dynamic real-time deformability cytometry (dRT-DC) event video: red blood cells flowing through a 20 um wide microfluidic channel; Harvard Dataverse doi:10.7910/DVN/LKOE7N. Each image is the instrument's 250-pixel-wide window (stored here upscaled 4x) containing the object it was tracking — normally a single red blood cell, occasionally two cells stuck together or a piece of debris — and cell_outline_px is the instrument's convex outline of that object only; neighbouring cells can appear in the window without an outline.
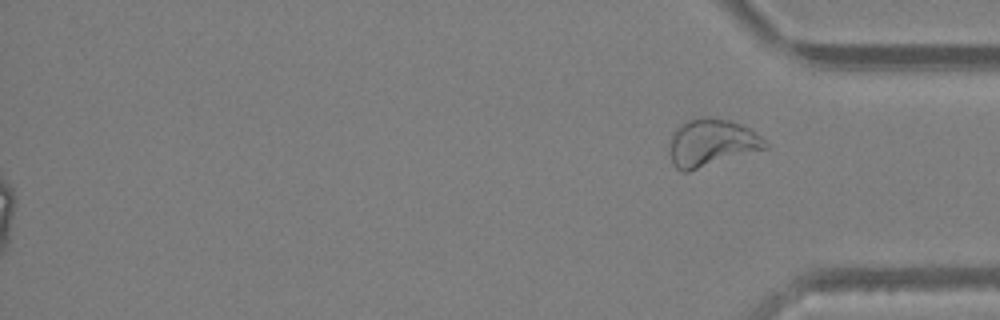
{"species": "Egyptian fruit bat (a non-hibernating species)", "species_latin": "Rousettus aegyptiacus", "temperature_condition": "warm", "stored_images_in_passage": 48, "segment_of_instrument_passage": [2, 2], "camera_frame_rate_fps": 3000, "um_per_image_px": 0.085, "animal": {"sex": "female"}, "frame": {"image": 1, "passage_image": 48, "time_ms": 15.667, "image_size_px": [1000, 320], "cell_outline_px": [[768, 148], [688, 172], [680, 172], [672, 164], [672, 132], [680, 124], [688, 120], [708, 116], [728, 120], [740, 124], [748, 128], [760, 136], [768, 144]], "centroid_in_image_um": [60.49, 12.14], "position_along_channel_um": 374.7, "area_um2": 26.18}}